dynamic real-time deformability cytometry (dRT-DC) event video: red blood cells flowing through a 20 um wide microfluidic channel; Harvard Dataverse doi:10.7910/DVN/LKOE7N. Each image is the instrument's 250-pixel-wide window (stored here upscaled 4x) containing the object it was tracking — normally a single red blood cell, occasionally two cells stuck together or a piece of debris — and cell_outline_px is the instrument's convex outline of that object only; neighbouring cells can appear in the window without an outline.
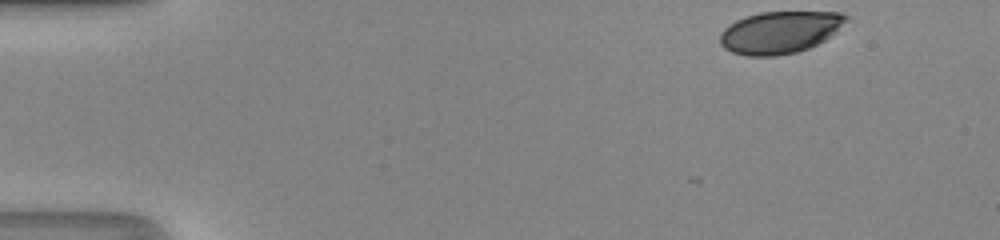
{"species": "human", "species_latin": "Homo sapiens", "temperature_condition": "room temperature", "stored_images_in_passage": 42, "camera_frame_rate_fps": 3000, "um_per_image_px": 0.085, "donor": {"sex": "male"}, "frame": {"image": 1, "passage_image": 1, "time_ms": 0.0, "image_size_px": [1000, 240], "cell_outline_px": [[848, 20], [832, 36], [808, 48], [796, 52], [776, 56], [748, 56], [732, 52], [724, 48], [720, 44], [720, 32], [728, 24], [736, 20], [760, 12], [840, 12], [848, 16]], "centroid_in_image_um": [66.28, 2.74], "position_along_channel_um": 18.7, "area_um2": 31.04}}
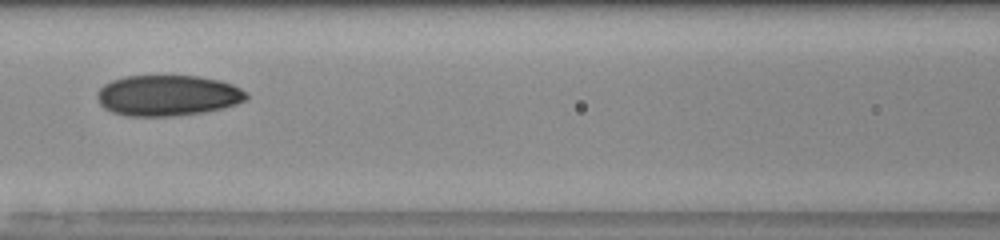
{"frame": {"image": 2, "passage_image": 19, "time_ms": 6.0, "image_size_px": [1000, 240], "cell_outline_px": [[248, 100], [224, 108], [204, 112], [172, 116], [128, 116], [112, 112], [104, 108], [100, 104], [96, 96], [96, 92], [104, 84], [112, 80], [124, 76], [200, 76], [220, 80], [232, 84], [240, 88], [248, 96]], "centroid_in_image_um": [14.25, 8.11], "position_along_channel_um": 152.4, "area_um2": 35.66}}
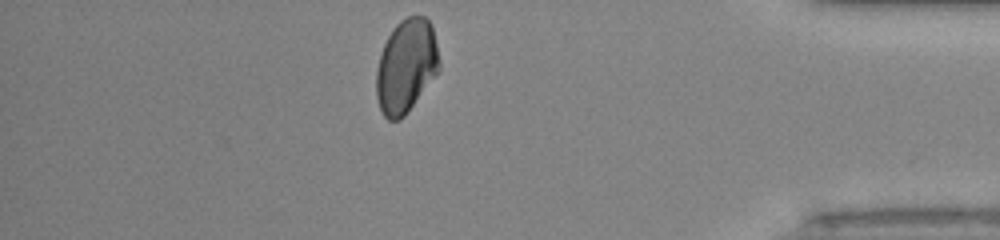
{"frame": {"image": 3, "passage_image": 39, "time_ms": 12.667, "image_size_px": [1000, 240], "cell_outline_px": [[440, 68], [404, 116], [400, 120], [388, 120], [384, 116], [380, 108], [376, 96], [376, 68], [384, 44], [392, 28], [400, 20], [408, 16], [424, 16], [432, 24], [440, 60]], "centroid_in_image_um": [34.51, 5.59], "position_along_channel_um": 400.7, "area_um2": 34.16}, "authors_computed_cell_mechanics": {"area_um2": 34.7378, "velocity_mm_per_s": 4.2535, "shape_relaxation_time_tau1_ms": null, "shape_relaxation_time_tau2_ms": 1.6776, "deformation_change_tau1": null, "deformation_change_tau2": 0.0477}}